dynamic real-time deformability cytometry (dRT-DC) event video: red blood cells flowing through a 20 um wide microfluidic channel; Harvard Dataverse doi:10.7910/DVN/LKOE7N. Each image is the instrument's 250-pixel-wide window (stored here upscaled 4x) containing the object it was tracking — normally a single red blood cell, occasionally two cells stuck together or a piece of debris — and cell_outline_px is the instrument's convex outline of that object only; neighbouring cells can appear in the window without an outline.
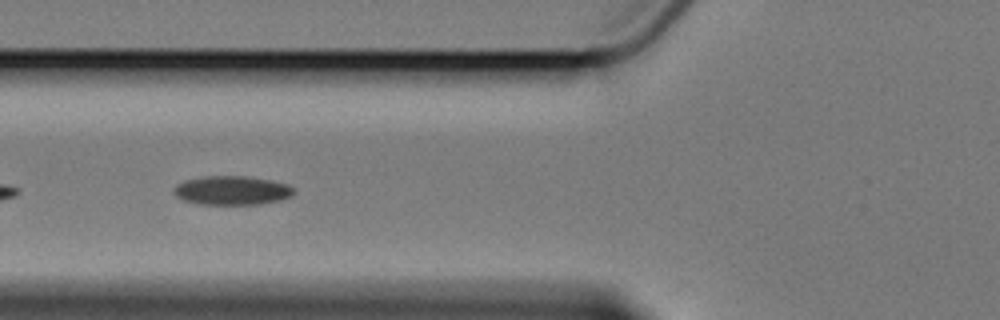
{"species": "Egyptian fruit bat (a non-hibernating species)", "species_latin": "Rousettus aegyptiacus", "temperature_condition": "cold", "stored_images_in_passage": 9, "camera_frame_rate_fps": 3000, "um_per_image_px": 0.085, "animal": {"sex": "female"}, "frame": {"image": 1, "passage_image": 6, "time_ms": 6.667, "image_size_px": [1000, 320], "cell_outline_px": [[296, 192], [292, 196], [280, 200], [260, 204], [200, 204], [184, 200], [176, 196], [172, 192], [172, 188], [176, 184], [184, 180], [204, 176], [244, 176], [272, 180], [288, 184]], "centroid_in_image_um": [19.7, 16.18], "position_along_channel_um": 106.1, "area_um2": 20.4}}
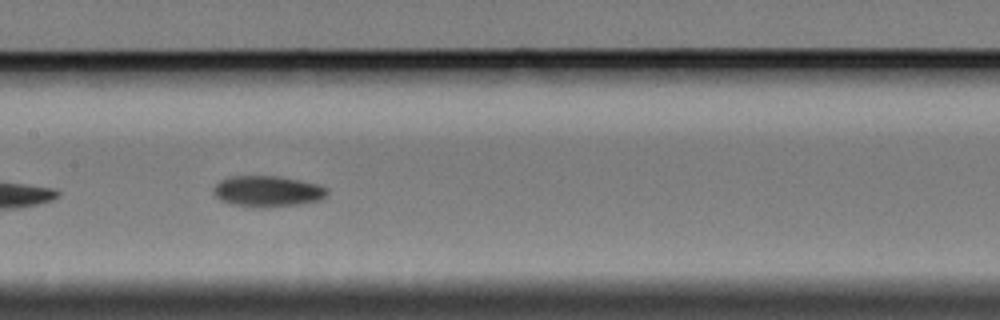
{"frame": {"image": 2, "passage_image": 8, "time_ms": 9.0, "image_size_px": [1000, 320], "cell_outline_px": [[328, 196], [320, 200], [300, 204], [268, 208], [256, 208], [228, 204], [220, 200], [212, 192], [212, 188], [220, 180], [232, 176], [276, 176], [300, 180], [320, 184], [328, 188]], "centroid_in_image_um": [22.75, 16.28], "position_along_channel_um": 184.7, "area_um2": 21.04}}
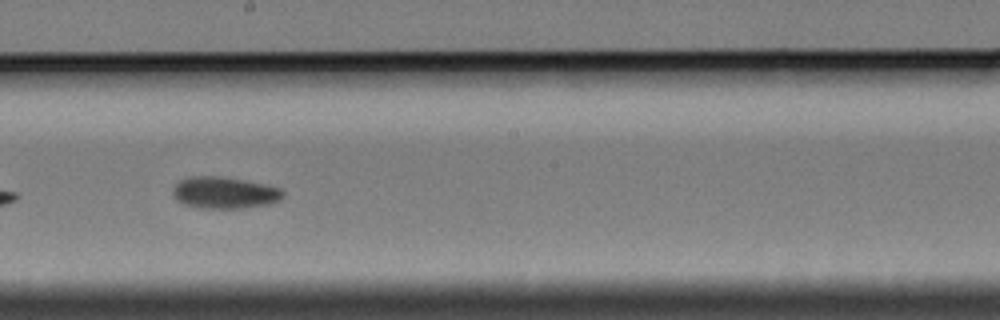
{"frame": {"image": 3, "passage_image": 9, "time_ms": 10.333, "image_size_px": [1000, 320], "cell_outline_px": [[284, 196], [280, 200], [272, 204], [244, 208], [196, 208], [184, 204], [176, 200], [172, 196], [172, 188], [180, 180], [192, 176], [220, 176], [244, 180], [264, 184], [280, 188], [284, 192]], "centroid_in_image_um": [19.07, 16.39], "position_along_channel_um": 229.1, "area_um2": 20.63}}